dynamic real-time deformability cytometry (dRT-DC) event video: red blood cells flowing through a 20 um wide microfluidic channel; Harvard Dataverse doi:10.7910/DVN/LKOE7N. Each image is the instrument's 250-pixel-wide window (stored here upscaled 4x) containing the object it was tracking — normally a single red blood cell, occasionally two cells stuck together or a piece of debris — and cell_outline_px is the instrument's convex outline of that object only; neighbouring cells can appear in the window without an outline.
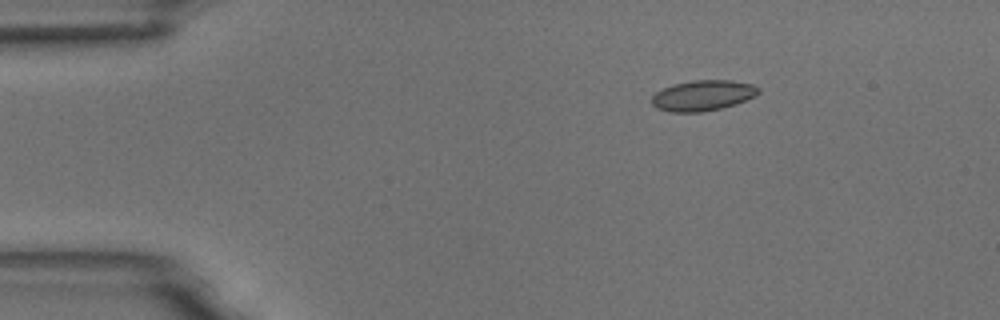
{"species": "common noctule bat (a hibernating species)", "species_latin": "Nyctalus noctula", "temperature_condition": "room temperature", "stored_images_in_passage": 4, "camera_frame_rate_fps": 3000, "um_per_image_px": 0.085, "animal": {"sex": "male", "body_mass_g": 18.8}, "frame": {"image": 1, "passage_image": 2, "time_ms": 2.0, "image_size_px": [1000, 320], "cell_outline_px": [[760, 92], [756, 96], [736, 104], [704, 112], [672, 112], [656, 108], [652, 104], [652, 96], [656, 92], [664, 88], [676, 84], [692, 80], [732, 80], [752, 84], [760, 88]], "centroid_in_image_um": [59.77, 8.12], "position_along_channel_um": 25.2, "area_um2": 19.02}}